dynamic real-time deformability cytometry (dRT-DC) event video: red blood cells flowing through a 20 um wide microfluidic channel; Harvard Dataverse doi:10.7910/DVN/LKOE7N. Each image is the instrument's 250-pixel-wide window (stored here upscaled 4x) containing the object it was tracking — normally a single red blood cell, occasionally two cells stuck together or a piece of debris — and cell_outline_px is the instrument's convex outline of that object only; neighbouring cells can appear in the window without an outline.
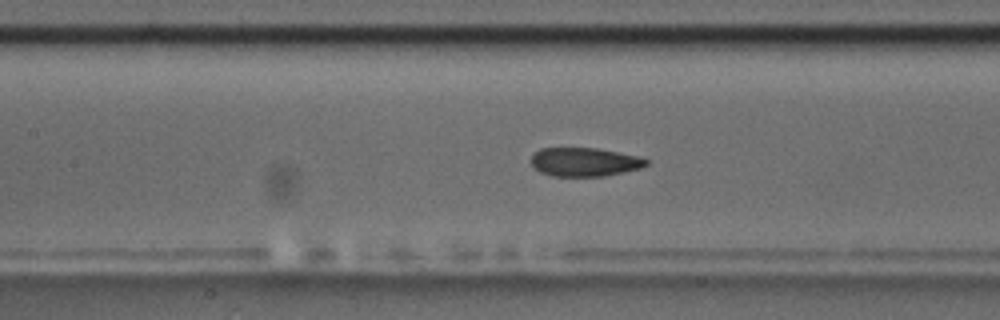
{"species": "common noctule bat (a hibernating species)", "species_latin": "Nyctalus noctula", "temperature_condition": "room temperature", "stored_images_in_passage": 39, "camera_frame_rate_fps": 3000, "um_per_image_px": 0.085, "animal": {"sex": "male", "body_mass_g": 17.5, "forearm_length_mm": 52.3}, "frame": {"image": 1, "passage_image": 8, "time_ms": 2.333, "image_size_px": [1000, 320], "cell_outline_px": [[648, 164], [640, 168], [624, 172], [604, 176], [552, 176], [540, 172], [532, 164], [532, 156], [540, 148], [596, 148], [640, 156], [648, 160]], "centroid_in_image_um": [49.71, 13.77], "position_along_channel_um": 157.7, "area_um2": 19.19}}
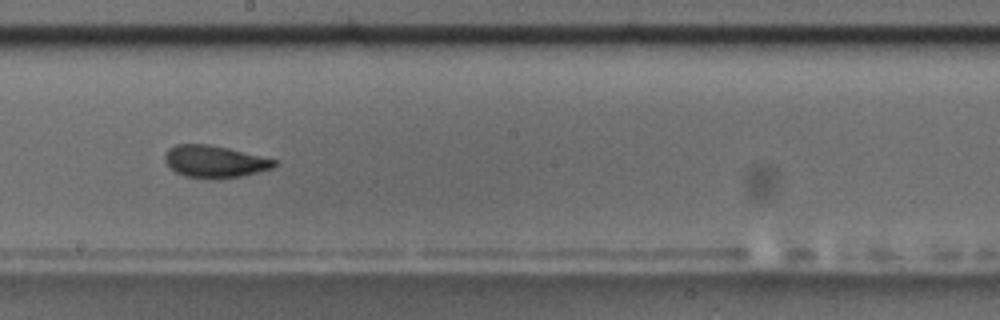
{"frame": {"image": 2, "passage_image": 14, "time_ms": 4.333, "image_size_px": [1000, 320], "cell_outline_px": [[276, 164], [272, 168], [240, 176], [216, 180], [184, 176], [176, 172], [164, 160], [164, 156], [168, 148], [176, 144], [208, 144], [228, 148], [276, 160]], "centroid_in_image_um": [18.2, 13.74], "position_along_channel_um": 230.0, "area_um2": 20.4}}
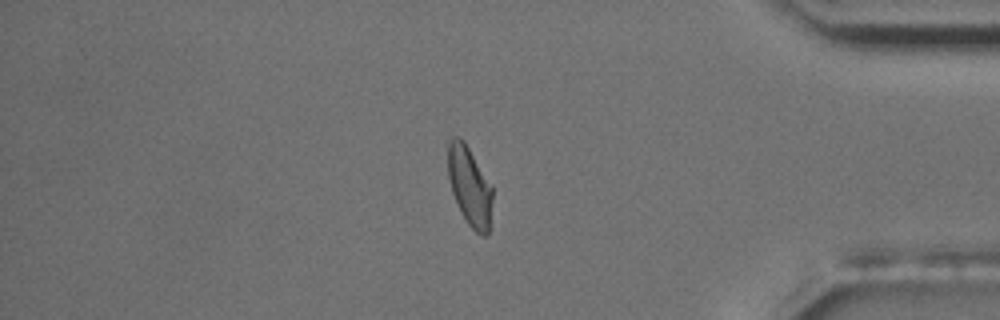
{"frame": {"image": 3, "passage_image": 30, "time_ms": 9.667, "image_size_px": [1000, 320], "cell_outline_px": [[492, 200], [488, 232], [484, 236], [480, 236], [468, 224], [452, 192], [448, 176], [448, 144], [452, 136], [460, 136], [464, 140], [492, 184]], "centroid_in_image_um": [39.92, 15.77], "position_along_channel_um": 395.3, "area_um2": 20.46}}